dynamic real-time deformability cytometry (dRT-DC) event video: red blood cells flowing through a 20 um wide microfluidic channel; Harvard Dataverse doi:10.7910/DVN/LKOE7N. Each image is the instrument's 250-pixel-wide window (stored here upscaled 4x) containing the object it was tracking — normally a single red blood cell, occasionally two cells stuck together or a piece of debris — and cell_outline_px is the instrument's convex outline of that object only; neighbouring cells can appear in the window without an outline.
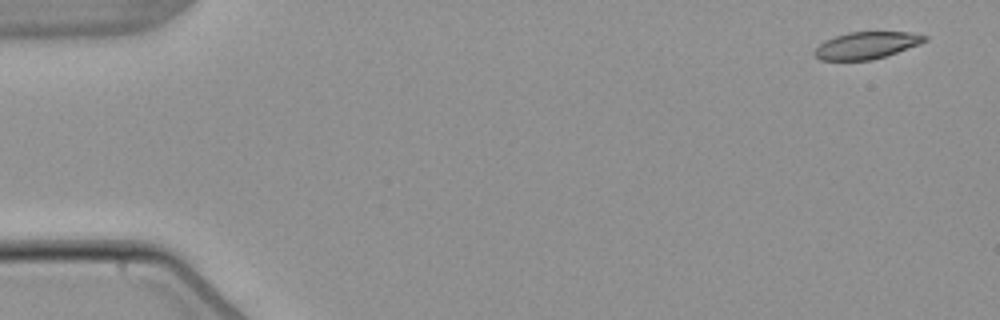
{"species": "common noctule bat (a hibernating species)", "species_latin": "Nyctalus noctula", "temperature_condition": "warm", "stored_images_in_passage": 4, "camera_frame_rate_fps": 3000, "um_per_image_px": 0.085, "animal": {"sex": "male", "body_mass_g": 21.5, "forearm_length_mm": 52.0}, "frame": {"image": 1, "passage_image": 1, "time_ms": 0.0, "image_size_px": [1000, 320], "cell_outline_px": [[928, 40], [920, 44], [872, 60], [820, 60], [812, 52], [824, 40], [848, 32], [912, 32], [928, 36]], "centroid_in_image_um": [73.66, 3.85], "position_along_channel_um": 11.3, "area_um2": 17.28}}
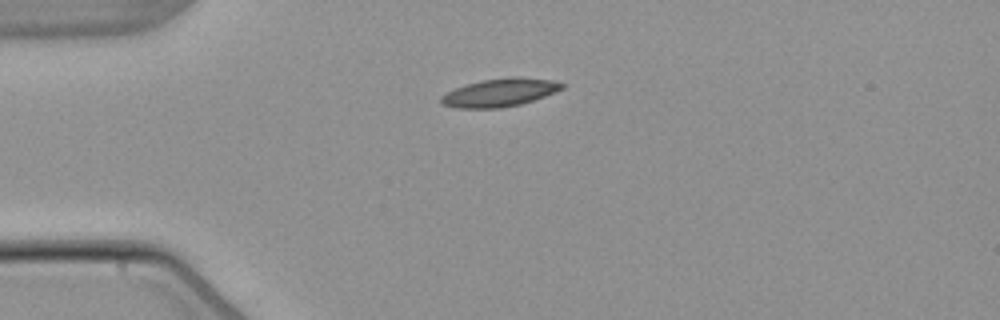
{"frame": {"image": 2, "passage_image": 4, "time_ms": 3.667, "image_size_px": [1000, 320], "cell_outline_px": [[564, 88], [556, 92], [520, 104], [500, 108], [456, 108], [444, 104], [440, 100], [440, 96], [456, 88], [480, 80], [508, 76], [516, 76], [552, 80], [564, 84]], "centroid_in_image_um": [42.5, 7.85], "position_along_channel_um": 42.5, "area_um2": 19.71}}